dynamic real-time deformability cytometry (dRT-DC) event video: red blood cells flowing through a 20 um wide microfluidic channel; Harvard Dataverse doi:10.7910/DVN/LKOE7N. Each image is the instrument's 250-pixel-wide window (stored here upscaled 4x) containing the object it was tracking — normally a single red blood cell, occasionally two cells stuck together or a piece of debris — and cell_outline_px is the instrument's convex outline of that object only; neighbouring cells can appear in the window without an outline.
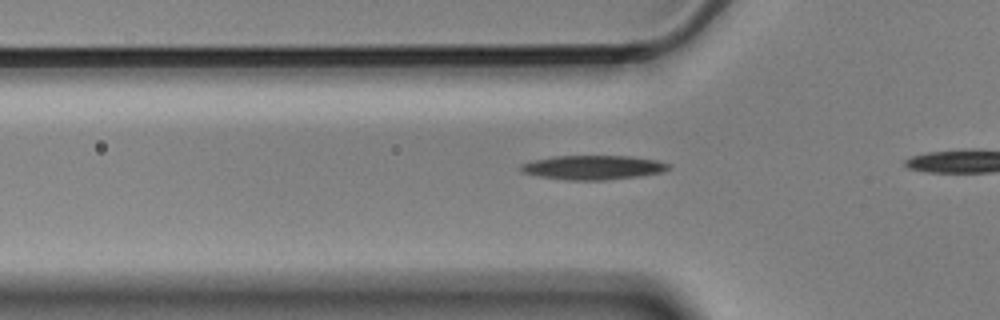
{"species": "Egyptian fruit bat (a non-hibernating species)", "species_latin": "Rousettus aegyptiacus", "temperature_condition": "cold", "stored_images_in_passage": 5, "segment_of_instrument_passage": [2, 2], "camera_frame_rate_fps": 3000, "um_per_image_px": 0.085, "animal": {"sex": "male"}, "frame": {"image": 1, "passage_image": 5, "time_ms": 1.333, "image_size_px": [1000, 320], "cell_outline_px": [[668, 168], [664, 172], [640, 176], [604, 180], [564, 180], [540, 176], [520, 172], [516, 168], [520, 164], [532, 160], [552, 156], [628, 156], [656, 160], [668, 164]], "centroid_in_image_um": [50.32, 14.23], "position_along_channel_um": 75.5, "area_um2": 20.98}}